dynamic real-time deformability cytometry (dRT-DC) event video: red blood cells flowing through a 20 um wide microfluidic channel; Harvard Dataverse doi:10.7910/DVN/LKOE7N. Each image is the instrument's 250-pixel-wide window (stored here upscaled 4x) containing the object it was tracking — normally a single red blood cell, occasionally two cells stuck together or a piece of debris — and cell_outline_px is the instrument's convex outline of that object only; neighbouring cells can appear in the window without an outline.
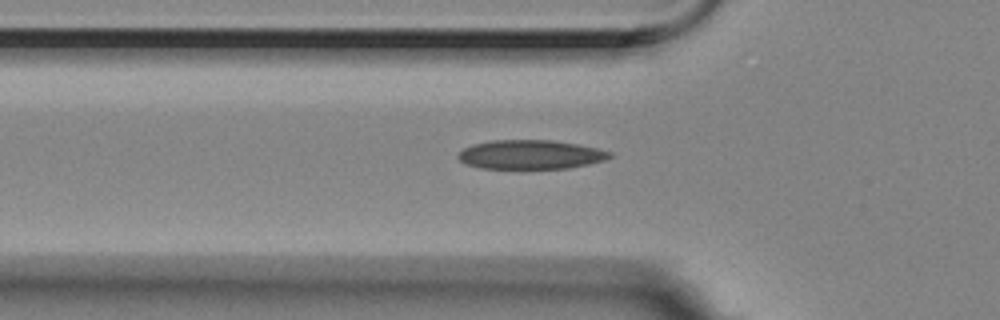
{"species": "Egyptian fruit bat (a non-hibernating species)", "species_latin": "Rousettus aegyptiacus", "temperature_condition": "room temperature", "stored_images_in_passage": 6, "segment_of_instrument_passage": [2, 2], "camera_frame_rate_fps": 3000, "um_per_image_px": 0.085, "animal": {"sex": "female"}, "frame": {"image": 1, "passage_image": 6, "time_ms": 1.667, "image_size_px": [1000, 320], "cell_outline_px": [[612, 156], [608, 160], [568, 168], [480, 168], [464, 164], [456, 156], [464, 148], [472, 144], [492, 140], [552, 140], [580, 144], [612, 152]], "centroid_in_image_um": [45.11, 13.13], "position_along_channel_um": 80.7, "area_um2": 25.84}}